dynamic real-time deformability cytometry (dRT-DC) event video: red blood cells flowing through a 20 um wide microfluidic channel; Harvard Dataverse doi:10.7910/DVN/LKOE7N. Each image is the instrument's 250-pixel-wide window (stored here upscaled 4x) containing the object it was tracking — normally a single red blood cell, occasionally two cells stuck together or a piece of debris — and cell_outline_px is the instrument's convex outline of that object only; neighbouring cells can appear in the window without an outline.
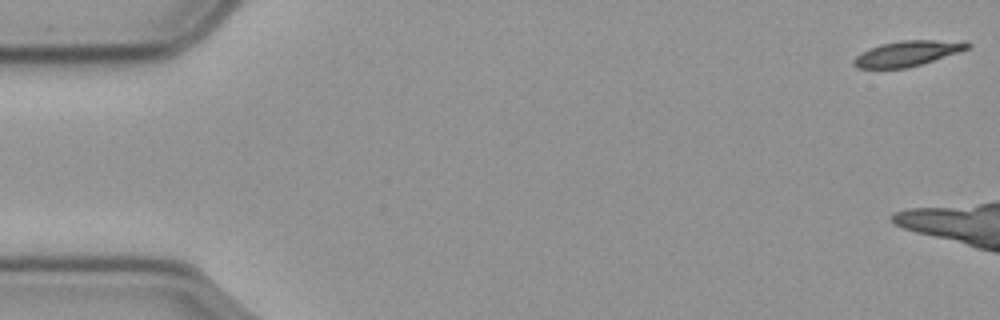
{"species": "common noctule bat (a hibernating species)", "species_latin": "Nyctalus noctula", "temperature_condition": "cold", "stored_images_in_passage": 18, "camera_frame_rate_fps": 3000, "um_per_image_px": 0.085, "animal": {"sex": "male", "body_mass_g": 23.1, "forearm_length_mm": 52.7}, "frame": {"image": 1, "passage_image": 1, "time_ms": 0.0, "image_size_px": [1000, 320], "cell_outline_px": [[972, 44], [968, 48], [908, 68], [856, 68], [852, 64], [852, 60], [860, 52], [868, 48], [880, 44], [900, 40], [968, 40]], "centroid_in_image_um": [77.09, 4.52], "position_along_channel_um": 7.9, "area_um2": 16.88}}
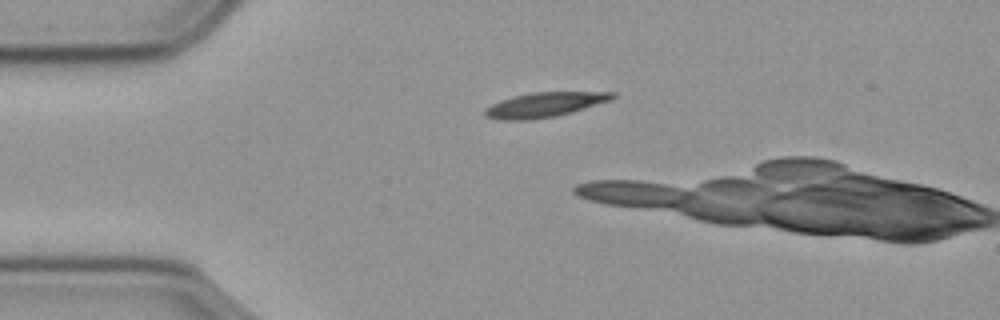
{"frame": {"image": 2, "passage_image": 13, "time_ms": 4.0, "image_size_px": [1000, 320], "cell_outline_px": [[616, 96], [612, 100], [572, 112], [556, 116], [528, 120], [500, 120], [484, 116], [484, 108], [500, 100], [532, 92], [616, 92]], "centroid_in_image_um": [46.29, 8.9], "position_along_channel_um": 38.7, "area_um2": 18.38}}